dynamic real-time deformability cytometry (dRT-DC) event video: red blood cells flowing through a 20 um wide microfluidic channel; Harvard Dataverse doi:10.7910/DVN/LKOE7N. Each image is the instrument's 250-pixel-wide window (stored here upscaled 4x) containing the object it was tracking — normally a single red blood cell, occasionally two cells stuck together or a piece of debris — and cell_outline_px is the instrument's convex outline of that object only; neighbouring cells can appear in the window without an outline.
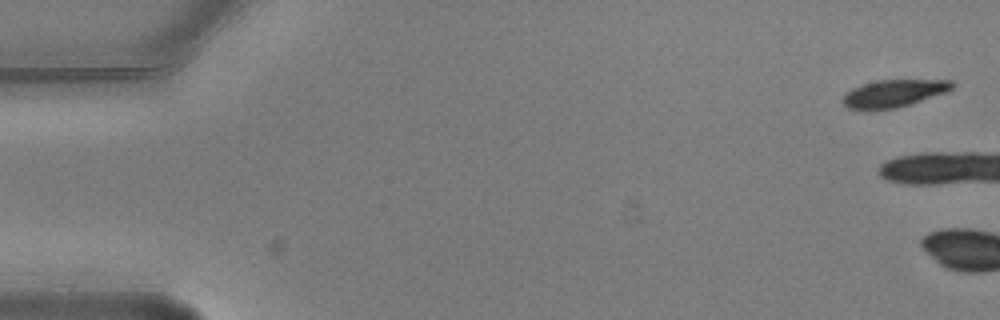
{"species": "common noctule bat (a hibernating species)", "species_latin": "Nyctalus noctula", "temperature_condition": "warm", "stored_images_in_passage": 8, "camera_frame_rate_fps": 3000, "um_per_image_px": 0.085, "animal": {"sex": "male", "body_mass_g": 20.5, "forearm_length_mm": 52.5}, "frame": {"image": 1, "passage_image": 1, "time_ms": 0.0, "image_size_px": [1000, 320], "cell_outline_px": [[956, 84], [948, 92], [896, 108], [868, 112], [848, 108], [840, 100], [852, 88], [876, 80], [952, 80]], "centroid_in_image_um": [75.95, 7.96], "position_along_channel_um": 9.1, "area_um2": 17.8}}